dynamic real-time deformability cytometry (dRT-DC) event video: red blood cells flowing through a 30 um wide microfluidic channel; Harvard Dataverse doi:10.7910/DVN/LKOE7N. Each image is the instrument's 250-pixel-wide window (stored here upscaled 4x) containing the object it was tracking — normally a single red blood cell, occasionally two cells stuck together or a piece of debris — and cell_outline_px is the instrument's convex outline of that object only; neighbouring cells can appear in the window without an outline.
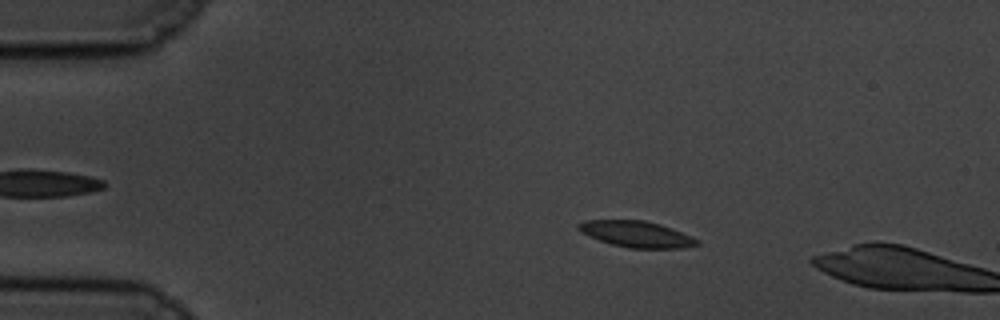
{"species": "common noctule bat (a hibernating species)", "species_latin": "Nyctalus noctula", "temperature_condition": "cold", "stored_images_in_passage": 13, "camera_frame_rate_fps": 3000, "um_per_image_px": 0.085, "animal": {"sex": "male", "body_mass_g": 19.5, "forearm_length_mm": 54.6}, "frame": {"image": 1, "passage_image": 10, "time_ms": 3.0, "image_size_px": [1000, 320], "cell_outline_px": [[700, 244], [680, 248], [628, 248], [612, 244], [588, 236], [580, 232], [576, 228], [576, 224], [584, 220], [644, 220], [660, 224], [672, 228], [692, 236], [700, 240]], "centroid_in_image_um": [54.08, 19.89], "position_along_channel_um": 30.9, "area_um2": 18.21}}